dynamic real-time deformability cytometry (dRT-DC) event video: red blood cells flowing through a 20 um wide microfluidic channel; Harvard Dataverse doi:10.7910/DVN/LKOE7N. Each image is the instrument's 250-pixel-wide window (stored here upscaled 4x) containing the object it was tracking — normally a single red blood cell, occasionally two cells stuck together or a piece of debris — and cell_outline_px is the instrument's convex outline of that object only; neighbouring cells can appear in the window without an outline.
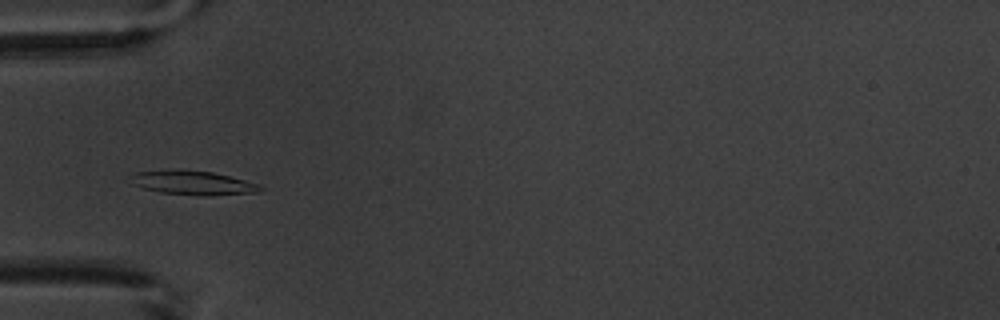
{"species": "common noctule bat (a hibernating species)", "species_latin": "Nyctalus noctula", "temperature_condition": "warm", "stored_images_in_passage": 4, "camera_frame_rate_fps": 3000, "um_per_image_px": 0.085, "animal": {"sex": "male", "body_mass_g": 20.1, "forearm_length_mm": 53.5}, "frame": {"image": 1, "passage_image": 3, "time_ms": 2.333, "image_size_px": [1000, 320], "cell_outline_px": [[264, 188], [260, 192], [208, 196], [200, 196], [160, 192], [144, 188], [132, 184], [128, 176], [136, 172], [176, 168], [180, 168], [212, 172], [260, 184]], "centroid_in_image_um": [16.37, 15.52], "position_along_channel_um": 68.6, "area_um2": 18.61}}